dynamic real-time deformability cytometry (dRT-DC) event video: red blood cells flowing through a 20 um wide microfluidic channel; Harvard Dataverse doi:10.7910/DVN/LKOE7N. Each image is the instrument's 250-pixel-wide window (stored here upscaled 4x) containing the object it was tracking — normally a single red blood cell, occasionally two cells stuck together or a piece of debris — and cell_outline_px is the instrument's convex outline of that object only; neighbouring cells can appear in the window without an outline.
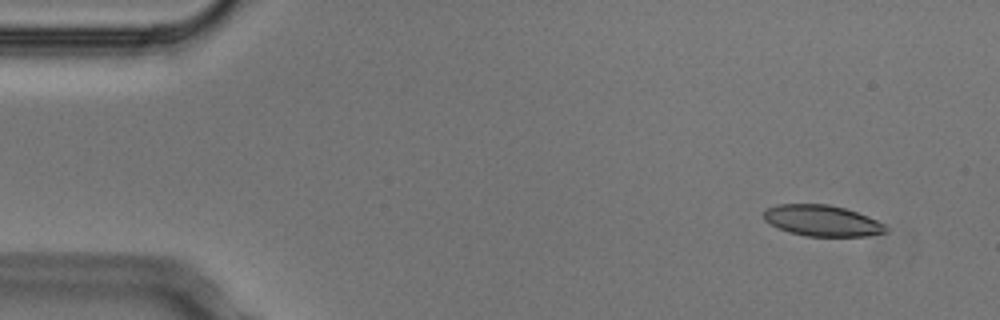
{"species": "Egyptian fruit bat (a non-hibernating species)", "species_latin": "Rousettus aegyptiacus", "temperature_condition": "cold", "stored_images_in_passage": 4, "camera_frame_rate_fps": 3000, "um_per_image_px": 0.085, "animal": {"sex": "male"}, "frame": {"image": 1, "passage_image": 2, "time_ms": 0.333, "image_size_px": [1000, 320], "cell_outline_px": [[888, 232], [864, 236], [804, 236], [788, 232], [764, 220], [764, 212], [768, 208], [776, 204], [828, 204], [844, 208], [868, 216], [884, 224], [888, 228]], "centroid_in_image_um": [69.89, 18.76], "position_along_channel_um": 15.1, "area_um2": 21.96}}